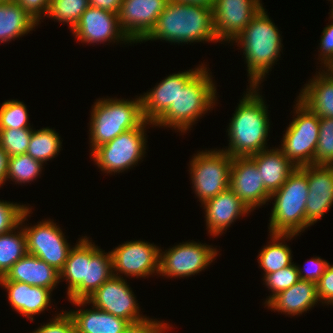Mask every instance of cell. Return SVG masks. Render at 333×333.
Returning <instances> with one entry per match:
<instances>
[{"label": "cell", "instance_id": "681fc988", "mask_svg": "<svg viewBox=\"0 0 333 333\" xmlns=\"http://www.w3.org/2000/svg\"><path fill=\"white\" fill-rule=\"evenodd\" d=\"M16 0H0V2H15Z\"/></svg>", "mask_w": 333, "mask_h": 333}, {"label": "cell", "instance_id": "836d02e7", "mask_svg": "<svg viewBox=\"0 0 333 333\" xmlns=\"http://www.w3.org/2000/svg\"><path fill=\"white\" fill-rule=\"evenodd\" d=\"M42 162L33 159L28 154L10 156L6 178L13 179L17 183L33 181L41 172Z\"/></svg>", "mask_w": 333, "mask_h": 333}, {"label": "cell", "instance_id": "44dd1931", "mask_svg": "<svg viewBox=\"0 0 333 333\" xmlns=\"http://www.w3.org/2000/svg\"><path fill=\"white\" fill-rule=\"evenodd\" d=\"M0 281L21 282L52 291L60 281V273L37 256L27 253L0 277Z\"/></svg>", "mask_w": 333, "mask_h": 333}, {"label": "cell", "instance_id": "d6986e66", "mask_svg": "<svg viewBox=\"0 0 333 333\" xmlns=\"http://www.w3.org/2000/svg\"><path fill=\"white\" fill-rule=\"evenodd\" d=\"M201 68L199 66L195 70L169 75L154 89L145 93L141 97L145 120L153 123L175 101L179 89H183Z\"/></svg>", "mask_w": 333, "mask_h": 333}, {"label": "cell", "instance_id": "f907efd6", "mask_svg": "<svg viewBox=\"0 0 333 333\" xmlns=\"http://www.w3.org/2000/svg\"><path fill=\"white\" fill-rule=\"evenodd\" d=\"M332 3H333V0H332ZM332 14H331V17H332V19H333V4H332Z\"/></svg>", "mask_w": 333, "mask_h": 333}, {"label": "cell", "instance_id": "8d00e7d4", "mask_svg": "<svg viewBox=\"0 0 333 333\" xmlns=\"http://www.w3.org/2000/svg\"><path fill=\"white\" fill-rule=\"evenodd\" d=\"M314 165H333V118H320Z\"/></svg>", "mask_w": 333, "mask_h": 333}, {"label": "cell", "instance_id": "4fadbf2b", "mask_svg": "<svg viewBox=\"0 0 333 333\" xmlns=\"http://www.w3.org/2000/svg\"><path fill=\"white\" fill-rule=\"evenodd\" d=\"M262 8L260 0H215L212 14L218 41L234 40Z\"/></svg>", "mask_w": 333, "mask_h": 333}, {"label": "cell", "instance_id": "74e56055", "mask_svg": "<svg viewBox=\"0 0 333 333\" xmlns=\"http://www.w3.org/2000/svg\"><path fill=\"white\" fill-rule=\"evenodd\" d=\"M24 205L0 201V235L17 229L31 209Z\"/></svg>", "mask_w": 333, "mask_h": 333}, {"label": "cell", "instance_id": "7a4b0ae2", "mask_svg": "<svg viewBox=\"0 0 333 333\" xmlns=\"http://www.w3.org/2000/svg\"><path fill=\"white\" fill-rule=\"evenodd\" d=\"M256 90V86H250L227 129L230 143L225 152L232 157H249L266 150L270 128L268 110Z\"/></svg>", "mask_w": 333, "mask_h": 333}, {"label": "cell", "instance_id": "d590c367", "mask_svg": "<svg viewBox=\"0 0 333 333\" xmlns=\"http://www.w3.org/2000/svg\"><path fill=\"white\" fill-rule=\"evenodd\" d=\"M27 108L17 100L5 101L0 107V129L30 128Z\"/></svg>", "mask_w": 333, "mask_h": 333}, {"label": "cell", "instance_id": "ac0fdd59", "mask_svg": "<svg viewBox=\"0 0 333 333\" xmlns=\"http://www.w3.org/2000/svg\"><path fill=\"white\" fill-rule=\"evenodd\" d=\"M308 198L305 228L316 223L333 204V165H306Z\"/></svg>", "mask_w": 333, "mask_h": 333}, {"label": "cell", "instance_id": "d6a6232c", "mask_svg": "<svg viewBox=\"0 0 333 333\" xmlns=\"http://www.w3.org/2000/svg\"><path fill=\"white\" fill-rule=\"evenodd\" d=\"M88 7L89 0H50L47 15L69 24L73 30Z\"/></svg>", "mask_w": 333, "mask_h": 333}, {"label": "cell", "instance_id": "ba28073f", "mask_svg": "<svg viewBox=\"0 0 333 333\" xmlns=\"http://www.w3.org/2000/svg\"><path fill=\"white\" fill-rule=\"evenodd\" d=\"M233 157L222 150L199 152L191 161V178L195 194L202 205L229 188Z\"/></svg>", "mask_w": 333, "mask_h": 333}, {"label": "cell", "instance_id": "3957f363", "mask_svg": "<svg viewBox=\"0 0 333 333\" xmlns=\"http://www.w3.org/2000/svg\"><path fill=\"white\" fill-rule=\"evenodd\" d=\"M243 48L250 86H258L281 51L280 33L262 8L233 40Z\"/></svg>", "mask_w": 333, "mask_h": 333}, {"label": "cell", "instance_id": "603a6c76", "mask_svg": "<svg viewBox=\"0 0 333 333\" xmlns=\"http://www.w3.org/2000/svg\"><path fill=\"white\" fill-rule=\"evenodd\" d=\"M8 291V299L14 310L34 320L33 315L44 311L50 304L51 290L26 283L0 281Z\"/></svg>", "mask_w": 333, "mask_h": 333}, {"label": "cell", "instance_id": "484cf974", "mask_svg": "<svg viewBox=\"0 0 333 333\" xmlns=\"http://www.w3.org/2000/svg\"><path fill=\"white\" fill-rule=\"evenodd\" d=\"M323 72L305 85L298 100L319 118H333V69Z\"/></svg>", "mask_w": 333, "mask_h": 333}, {"label": "cell", "instance_id": "7c38bea8", "mask_svg": "<svg viewBox=\"0 0 333 333\" xmlns=\"http://www.w3.org/2000/svg\"><path fill=\"white\" fill-rule=\"evenodd\" d=\"M196 242L180 243L160 252L159 274L168 277H186L204 270L217 256L216 248Z\"/></svg>", "mask_w": 333, "mask_h": 333}, {"label": "cell", "instance_id": "f546056e", "mask_svg": "<svg viewBox=\"0 0 333 333\" xmlns=\"http://www.w3.org/2000/svg\"><path fill=\"white\" fill-rule=\"evenodd\" d=\"M86 261H89V240L82 238L75 247L70 249L63 269L59 272L68 285L69 295L85 279Z\"/></svg>", "mask_w": 333, "mask_h": 333}, {"label": "cell", "instance_id": "7bdbcfd3", "mask_svg": "<svg viewBox=\"0 0 333 333\" xmlns=\"http://www.w3.org/2000/svg\"><path fill=\"white\" fill-rule=\"evenodd\" d=\"M152 320L145 318L138 322L129 323L121 333H162L169 328L166 323Z\"/></svg>", "mask_w": 333, "mask_h": 333}, {"label": "cell", "instance_id": "5bb4252c", "mask_svg": "<svg viewBox=\"0 0 333 333\" xmlns=\"http://www.w3.org/2000/svg\"><path fill=\"white\" fill-rule=\"evenodd\" d=\"M160 248L143 242L130 241L113 249L112 266L115 271L128 276L146 277L150 274L159 273Z\"/></svg>", "mask_w": 333, "mask_h": 333}, {"label": "cell", "instance_id": "bcb514c9", "mask_svg": "<svg viewBox=\"0 0 333 333\" xmlns=\"http://www.w3.org/2000/svg\"><path fill=\"white\" fill-rule=\"evenodd\" d=\"M123 0H89V6L118 14Z\"/></svg>", "mask_w": 333, "mask_h": 333}, {"label": "cell", "instance_id": "60d3db41", "mask_svg": "<svg viewBox=\"0 0 333 333\" xmlns=\"http://www.w3.org/2000/svg\"><path fill=\"white\" fill-rule=\"evenodd\" d=\"M307 264L308 265L304 266L303 271L297 266L299 278L301 280L317 283L324 274L329 263L326 260H322L320 257H317L312 258L310 261L308 260ZM303 272H305L304 275Z\"/></svg>", "mask_w": 333, "mask_h": 333}, {"label": "cell", "instance_id": "f6af8a7d", "mask_svg": "<svg viewBox=\"0 0 333 333\" xmlns=\"http://www.w3.org/2000/svg\"><path fill=\"white\" fill-rule=\"evenodd\" d=\"M16 2L36 21L39 22L41 14L47 15L50 0H16Z\"/></svg>", "mask_w": 333, "mask_h": 333}, {"label": "cell", "instance_id": "c3c4849f", "mask_svg": "<svg viewBox=\"0 0 333 333\" xmlns=\"http://www.w3.org/2000/svg\"><path fill=\"white\" fill-rule=\"evenodd\" d=\"M175 1L190 3V4H198L212 8L215 0H175Z\"/></svg>", "mask_w": 333, "mask_h": 333}, {"label": "cell", "instance_id": "8fae6325", "mask_svg": "<svg viewBox=\"0 0 333 333\" xmlns=\"http://www.w3.org/2000/svg\"><path fill=\"white\" fill-rule=\"evenodd\" d=\"M33 227L23 228L28 254L35 255L57 271H61L71 247L61 229L52 221H42Z\"/></svg>", "mask_w": 333, "mask_h": 333}, {"label": "cell", "instance_id": "e575fe53", "mask_svg": "<svg viewBox=\"0 0 333 333\" xmlns=\"http://www.w3.org/2000/svg\"><path fill=\"white\" fill-rule=\"evenodd\" d=\"M32 132L31 128L0 129V147L9 157L26 154Z\"/></svg>", "mask_w": 333, "mask_h": 333}, {"label": "cell", "instance_id": "83f0119b", "mask_svg": "<svg viewBox=\"0 0 333 333\" xmlns=\"http://www.w3.org/2000/svg\"><path fill=\"white\" fill-rule=\"evenodd\" d=\"M37 24L16 1L0 2V42L21 37Z\"/></svg>", "mask_w": 333, "mask_h": 333}, {"label": "cell", "instance_id": "9c48e42d", "mask_svg": "<svg viewBox=\"0 0 333 333\" xmlns=\"http://www.w3.org/2000/svg\"><path fill=\"white\" fill-rule=\"evenodd\" d=\"M150 123L153 125L152 122L145 121L140 127L121 133L112 141L91 152L98 167L107 173H117L135 165L142 159L146 150L144 128Z\"/></svg>", "mask_w": 333, "mask_h": 333}, {"label": "cell", "instance_id": "30bf717a", "mask_svg": "<svg viewBox=\"0 0 333 333\" xmlns=\"http://www.w3.org/2000/svg\"><path fill=\"white\" fill-rule=\"evenodd\" d=\"M116 272L114 275L104 282L90 297L86 300L70 301L80 307L86 303H92V308L108 312L114 316L123 318L129 323L144 320L139 314V307L137 306L135 296L129 285L125 282L123 277L118 276Z\"/></svg>", "mask_w": 333, "mask_h": 333}, {"label": "cell", "instance_id": "f35d334b", "mask_svg": "<svg viewBox=\"0 0 333 333\" xmlns=\"http://www.w3.org/2000/svg\"><path fill=\"white\" fill-rule=\"evenodd\" d=\"M264 280L265 284L273 292V295H270L267 299L269 301L276 294L292 287L300 280V278L297 266L295 264H291L278 271L264 275Z\"/></svg>", "mask_w": 333, "mask_h": 333}, {"label": "cell", "instance_id": "ee69618b", "mask_svg": "<svg viewBox=\"0 0 333 333\" xmlns=\"http://www.w3.org/2000/svg\"><path fill=\"white\" fill-rule=\"evenodd\" d=\"M320 40L321 60H323L326 70L333 69V23L324 28Z\"/></svg>", "mask_w": 333, "mask_h": 333}, {"label": "cell", "instance_id": "1f68e13d", "mask_svg": "<svg viewBox=\"0 0 333 333\" xmlns=\"http://www.w3.org/2000/svg\"><path fill=\"white\" fill-rule=\"evenodd\" d=\"M27 252L26 237L24 230L13 234V230L0 235V277Z\"/></svg>", "mask_w": 333, "mask_h": 333}, {"label": "cell", "instance_id": "f1b7e54d", "mask_svg": "<svg viewBox=\"0 0 333 333\" xmlns=\"http://www.w3.org/2000/svg\"><path fill=\"white\" fill-rule=\"evenodd\" d=\"M271 235V239L273 241L271 242L272 244H268L266 247L264 246L258 256L259 265L265 271L264 275L278 271L293 264L290 248L288 245L282 244L283 242L280 243V241L283 238H292L297 234L272 233Z\"/></svg>", "mask_w": 333, "mask_h": 333}, {"label": "cell", "instance_id": "5b68a950", "mask_svg": "<svg viewBox=\"0 0 333 333\" xmlns=\"http://www.w3.org/2000/svg\"><path fill=\"white\" fill-rule=\"evenodd\" d=\"M145 121L141 96L133 101L98 100L91 112L89 131L92 152L121 133L140 127Z\"/></svg>", "mask_w": 333, "mask_h": 333}, {"label": "cell", "instance_id": "277c9868", "mask_svg": "<svg viewBox=\"0 0 333 333\" xmlns=\"http://www.w3.org/2000/svg\"><path fill=\"white\" fill-rule=\"evenodd\" d=\"M216 88L207 68H202L179 89L175 101L153 122L185 132L202 114L215 105Z\"/></svg>", "mask_w": 333, "mask_h": 333}, {"label": "cell", "instance_id": "9a60e30c", "mask_svg": "<svg viewBox=\"0 0 333 333\" xmlns=\"http://www.w3.org/2000/svg\"><path fill=\"white\" fill-rule=\"evenodd\" d=\"M168 1L123 0L118 13L121 29L132 42H142L154 28Z\"/></svg>", "mask_w": 333, "mask_h": 333}, {"label": "cell", "instance_id": "7dc6e473", "mask_svg": "<svg viewBox=\"0 0 333 333\" xmlns=\"http://www.w3.org/2000/svg\"><path fill=\"white\" fill-rule=\"evenodd\" d=\"M8 159L9 156L0 147V185H3V183L5 184L4 181L7 180Z\"/></svg>", "mask_w": 333, "mask_h": 333}, {"label": "cell", "instance_id": "7402d4cb", "mask_svg": "<svg viewBox=\"0 0 333 333\" xmlns=\"http://www.w3.org/2000/svg\"><path fill=\"white\" fill-rule=\"evenodd\" d=\"M112 276L111 253H104L89 241V261H86L85 279L68 295L69 300H86Z\"/></svg>", "mask_w": 333, "mask_h": 333}, {"label": "cell", "instance_id": "b9f144b4", "mask_svg": "<svg viewBox=\"0 0 333 333\" xmlns=\"http://www.w3.org/2000/svg\"><path fill=\"white\" fill-rule=\"evenodd\" d=\"M316 287L319 301L323 299L322 303L333 304V265H327Z\"/></svg>", "mask_w": 333, "mask_h": 333}, {"label": "cell", "instance_id": "ab89813d", "mask_svg": "<svg viewBox=\"0 0 333 333\" xmlns=\"http://www.w3.org/2000/svg\"><path fill=\"white\" fill-rule=\"evenodd\" d=\"M33 333H76V331L72 317L68 312H64Z\"/></svg>", "mask_w": 333, "mask_h": 333}, {"label": "cell", "instance_id": "4dcf8cb0", "mask_svg": "<svg viewBox=\"0 0 333 333\" xmlns=\"http://www.w3.org/2000/svg\"><path fill=\"white\" fill-rule=\"evenodd\" d=\"M59 134L51 128H42L33 131L26 154L42 163L58 154L61 148Z\"/></svg>", "mask_w": 333, "mask_h": 333}, {"label": "cell", "instance_id": "cb8c5ba5", "mask_svg": "<svg viewBox=\"0 0 333 333\" xmlns=\"http://www.w3.org/2000/svg\"><path fill=\"white\" fill-rule=\"evenodd\" d=\"M318 301L316 283L300 279L292 287L276 294L265 303L278 312L298 315L311 309Z\"/></svg>", "mask_w": 333, "mask_h": 333}, {"label": "cell", "instance_id": "52a82bcc", "mask_svg": "<svg viewBox=\"0 0 333 333\" xmlns=\"http://www.w3.org/2000/svg\"><path fill=\"white\" fill-rule=\"evenodd\" d=\"M296 104V118L283 135L281 151L296 167L314 165L318 144L319 121L317 114L299 100Z\"/></svg>", "mask_w": 333, "mask_h": 333}, {"label": "cell", "instance_id": "4316f807", "mask_svg": "<svg viewBox=\"0 0 333 333\" xmlns=\"http://www.w3.org/2000/svg\"><path fill=\"white\" fill-rule=\"evenodd\" d=\"M76 333H121L129 324L123 318L97 308L68 312Z\"/></svg>", "mask_w": 333, "mask_h": 333}, {"label": "cell", "instance_id": "ffe728a7", "mask_svg": "<svg viewBox=\"0 0 333 333\" xmlns=\"http://www.w3.org/2000/svg\"><path fill=\"white\" fill-rule=\"evenodd\" d=\"M206 226L213 236L223 233L238 216L248 214L251 210L236 196L233 190L220 192L204 203Z\"/></svg>", "mask_w": 333, "mask_h": 333}, {"label": "cell", "instance_id": "d4e9b609", "mask_svg": "<svg viewBox=\"0 0 333 333\" xmlns=\"http://www.w3.org/2000/svg\"><path fill=\"white\" fill-rule=\"evenodd\" d=\"M249 157L256 163L265 189L270 194L277 191L296 168L278 148L263 150Z\"/></svg>", "mask_w": 333, "mask_h": 333}, {"label": "cell", "instance_id": "2e32d148", "mask_svg": "<svg viewBox=\"0 0 333 333\" xmlns=\"http://www.w3.org/2000/svg\"><path fill=\"white\" fill-rule=\"evenodd\" d=\"M229 188L251 211L270 200L271 194L250 157H233Z\"/></svg>", "mask_w": 333, "mask_h": 333}, {"label": "cell", "instance_id": "6da1fadb", "mask_svg": "<svg viewBox=\"0 0 333 333\" xmlns=\"http://www.w3.org/2000/svg\"><path fill=\"white\" fill-rule=\"evenodd\" d=\"M166 40L174 43L217 41L212 8L169 0L154 28L142 40Z\"/></svg>", "mask_w": 333, "mask_h": 333}, {"label": "cell", "instance_id": "e0dca14e", "mask_svg": "<svg viewBox=\"0 0 333 333\" xmlns=\"http://www.w3.org/2000/svg\"><path fill=\"white\" fill-rule=\"evenodd\" d=\"M74 36L85 43L121 40L132 42L121 29L118 14L89 6L73 28Z\"/></svg>", "mask_w": 333, "mask_h": 333}, {"label": "cell", "instance_id": "8992f818", "mask_svg": "<svg viewBox=\"0 0 333 333\" xmlns=\"http://www.w3.org/2000/svg\"><path fill=\"white\" fill-rule=\"evenodd\" d=\"M307 171L296 167L286 182L270 195L275 198L269 233L297 234L305 229V206L308 198Z\"/></svg>", "mask_w": 333, "mask_h": 333}]
</instances>
